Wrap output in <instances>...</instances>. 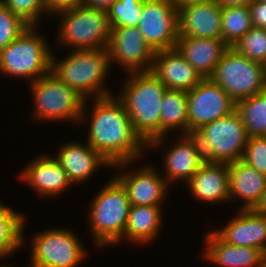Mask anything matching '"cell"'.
I'll return each instance as SVG.
<instances>
[{
  "instance_id": "cell-25",
  "label": "cell",
  "mask_w": 266,
  "mask_h": 267,
  "mask_svg": "<svg viewBox=\"0 0 266 267\" xmlns=\"http://www.w3.org/2000/svg\"><path fill=\"white\" fill-rule=\"evenodd\" d=\"M187 111V93L180 90L166 89L161 103L160 137L149 142L147 149L162 146L166 136L175 129H179L182 132L180 134H188Z\"/></svg>"
},
{
  "instance_id": "cell-7",
  "label": "cell",
  "mask_w": 266,
  "mask_h": 267,
  "mask_svg": "<svg viewBox=\"0 0 266 267\" xmlns=\"http://www.w3.org/2000/svg\"><path fill=\"white\" fill-rule=\"evenodd\" d=\"M29 84L34 98V121H69L79 124L86 98L77 90L61 82L51 71Z\"/></svg>"
},
{
  "instance_id": "cell-26",
  "label": "cell",
  "mask_w": 266,
  "mask_h": 267,
  "mask_svg": "<svg viewBox=\"0 0 266 267\" xmlns=\"http://www.w3.org/2000/svg\"><path fill=\"white\" fill-rule=\"evenodd\" d=\"M161 213V206L131 205L123 240L142 245L156 240L163 225Z\"/></svg>"
},
{
  "instance_id": "cell-1",
  "label": "cell",
  "mask_w": 266,
  "mask_h": 267,
  "mask_svg": "<svg viewBox=\"0 0 266 267\" xmlns=\"http://www.w3.org/2000/svg\"><path fill=\"white\" fill-rule=\"evenodd\" d=\"M113 94L92 99L93 110L88 111L85 100L80 124L90 121L88 144L120 171L144 155L147 145L135 133L124 104ZM87 110V111H86ZM90 112L89 116L87 115ZM138 159V160H137ZM126 167V168H125Z\"/></svg>"
},
{
  "instance_id": "cell-27",
  "label": "cell",
  "mask_w": 266,
  "mask_h": 267,
  "mask_svg": "<svg viewBox=\"0 0 266 267\" xmlns=\"http://www.w3.org/2000/svg\"><path fill=\"white\" fill-rule=\"evenodd\" d=\"M26 218L0 201V259L24 246Z\"/></svg>"
},
{
  "instance_id": "cell-8",
  "label": "cell",
  "mask_w": 266,
  "mask_h": 267,
  "mask_svg": "<svg viewBox=\"0 0 266 267\" xmlns=\"http://www.w3.org/2000/svg\"><path fill=\"white\" fill-rule=\"evenodd\" d=\"M206 162L231 163L243 158L248 140L239 113L234 110L226 117L203 125L193 134Z\"/></svg>"
},
{
  "instance_id": "cell-28",
  "label": "cell",
  "mask_w": 266,
  "mask_h": 267,
  "mask_svg": "<svg viewBox=\"0 0 266 267\" xmlns=\"http://www.w3.org/2000/svg\"><path fill=\"white\" fill-rule=\"evenodd\" d=\"M248 137L266 136V89L236 102Z\"/></svg>"
},
{
  "instance_id": "cell-36",
  "label": "cell",
  "mask_w": 266,
  "mask_h": 267,
  "mask_svg": "<svg viewBox=\"0 0 266 267\" xmlns=\"http://www.w3.org/2000/svg\"><path fill=\"white\" fill-rule=\"evenodd\" d=\"M83 0H43L47 14L55 15L63 10L72 9L81 5Z\"/></svg>"
},
{
  "instance_id": "cell-4",
  "label": "cell",
  "mask_w": 266,
  "mask_h": 267,
  "mask_svg": "<svg viewBox=\"0 0 266 267\" xmlns=\"http://www.w3.org/2000/svg\"><path fill=\"white\" fill-rule=\"evenodd\" d=\"M90 232L98 246H112L123 240L130 201L121 183L113 176L92 199Z\"/></svg>"
},
{
  "instance_id": "cell-12",
  "label": "cell",
  "mask_w": 266,
  "mask_h": 267,
  "mask_svg": "<svg viewBox=\"0 0 266 267\" xmlns=\"http://www.w3.org/2000/svg\"><path fill=\"white\" fill-rule=\"evenodd\" d=\"M188 134L236 110V102L210 78L187 91Z\"/></svg>"
},
{
  "instance_id": "cell-21",
  "label": "cell",
  "mask_w": 266,
  "mask_h": 267,
  "mask_svg": "<svg viewBox=\"0 0 266 267\" xmlns=\"http://www.w3.org/2000/svg\"><path fill=\"white\" fill-rule=\"evenodd\" d=\"M54 159L63 167L71 183L81 184L89 179L102 165L112 166L88 142H67L61 145Z\"/></svg>"
},
{
  "instance_id": "cell-18",
  "label": "cell",
  "mask_w": 266,
  "mask_h": 267,
  "mask_svg": "<svg viewBox=\"0 0 266 267\" xmlns=\"http://www.w3.org/2000/svg\"><path fill=\"white\" fill-rule=\"evenodd\" d=\"M151 72L167 89L185 92L204 79L176 48L155 52Z\"/></svg>"
},
{
  "instance_id": "cell-3",
  "label": "cell",
  "mask_w": 266,
  "mask_h": 267,
  "mask_svg": "<svg viewBox=\"0 0 266 267\" xmlns=\"http://www.w3.org/2000/svg\"><path fill=\"white\" fill-rule=\"evenodd\" d=\"M53 52L51 72L61 82L77 90L86 99L113 95L105 84L111 68L108 49L72 50L60 61Z\"/></svg>"
},
{
  "instance_id": "cell-31",
  "label": "cell",
  "mask_w": 266,
  "mask_h": 267,
  "mask_svg": "<svg viewBox=\"0 0 266 267\" xmlns=\"http://www.w3.org/2000/svg\"><path fill=\"white\" fill-rule=\"evenodd\" d=\"M240 54L263 65L266 63V29L252 27L233 46Z\"/></svg>"
},
{
  "instance_id": "cell-15",
  "label": "cell",
  "mask_w": 266,
  "mask_h": 267,
  "mask_svg": "<svg viewBox=\"0 0 266 267\" xmlns=\"http://www.w3.org/2000/svg\"><path fill=\"white\" fill-rule=\"evenodd\" d=\"M177 140L176 144L171 145V148L170 144L167 145L163 155L162 168L164 170L162 172L164 174L162 176L168 185L179 180L186 184L205 162L198 140L193 134H180V138L177 137Z\"/></svg>"
},
{
  "instance_id": "cell-32",
  "label": "cell",
  "mask_w": 266,
  "mask_h": 267,
  "mask_svg": "<svg viewBox=\"0 0 266 267\" xmlns=\"http://www.w3.org/2000/svg\"><path fill=\"white\" fill-rule=\"evenodd\" d=\"M0 2L29 26H38L43 15H47L43 0H0Z\"/></svg>"
},
{
  "instance_id": "cell-11",
  "label": "cell",
  "mask_w": 266,
  "mask_h": 267,
  "mask_svg": "<svg viewBox=\"0 0 266 267\" xmlns=\"http://www.w3.org/2000/svg\"><path fill=\"white\" fill-rule=\"evenodd\" d=\"M137 28L154 52L173 49L179 37L178 9L172 0H144Z\"/></svg>"
},
{
  "instance_id": "cell-38",
  "label": "cell",
  "mask_w": 266,
  "mask_h": 267,
  "mask_svg": "<svg viewBox=\"0 0 266 267\" xmlns=\"http://www.w3.org/2000/svg\"><path fill=\"white\" fill-rule=\"evenodd\" d=\"M218 5L223 7L249 5L252 0H214Z\"/></svg>"
},
{
  "instance_id": "cell-10",
  "label": "cell",
  "mask_w": 266,
  "mask_h": 267,
  "mask_svg": "<svg viewBox=\"0 0 266 267\" xmlns=\"http://www.w3.org/2000/svg\"><path fill=\"white\" fill-rule=\"evenodd\" d=\"M31 238L29 267H78L87 258V249L69 228L47 229Z\"/></svg>"
},
{
  "instance_id": "cell-9",
  "label": "cell",
  "mask_w": 266,
  "mask_h": 267,
  "mask_svg": "<svg viewBox=\"0 0 266 267\" xmlns=\"http://www.w3.org/2000/svg\"><path fill=\"white\" fill-rule=\"evenodd\" d=\"M209 78L235 102L266 89L264 65L250 60L233 47L225 51Z\"/></svg>"
},
{
  "instance_id": "cell-33",
  "label": "cell",
  "mask_w": 266,
  "mask_h": 267,
  "mask_svg": "<svg viewBox=\"0 0 266 267\" xmlns=\"http://www.w3.org/2000/svg\"><path fill=\"white\" fill-rule=\"evenodd\" d=\"M29 25L0 2V50L14 41Z\"/></svg>"
},
{
  "instance_id": "cell-5",
  "label": "cell",
  "mask_w": 266,
  "mask_h": 267,
  "mask_svg": "<svg viewBox=\"0 0 266 267\" xmlns=\"http://www.w3.org/2000/svg\"><path fill=\"white\" fill-rule=\"evenodd\" d=\"M37 30L38 27L29 26L8 46L0 50L2 74L27 78L33 82L51 71L52 49Z\"/></svg>"
},
{
  "instance_id": "cell-6",
  "label": "cell",
  "mask_w": 266,
  "mask_h": 267,
  "mask_svg": "<svg viewBox=\"0 0 266 267\" xmlns=\"http://www.w3.org/2000/svg\"><path fill=\"white\" fill-rule=\"evenodd\" d=\"M55 15L60 17L59 45L71 47L70 50L108 48L111 28L105 11L81 4Z\"/></svg>"
},
{
  "instance_id": "cell-29",
  "label": "cell",
  "mask_w": 266,
  "mask_h": 267,
  "mask_svg": "<svg viewBox=\"0 0 266 267\" xmlns=\"http://www.w3.org/2000/svg\"><path fill=\"white\" fill-rule=\"evenodd\" d=\"M252 27L251 12L248 5L222 8V39L229 47H233Z\"/></svg>"
},
{
  "instance_id": "cell-17",
  "label": "cell",
  "mask_w": 266,
  "mask_h": 267,
  "mask_svg": "<svg viewBox=\"0 0 266 267\" xmlns=\"http://www.w3.org/2000/svg\"><path fill=\"white\" fill-rule=\"evenodd\" d=\"M236 214L221 230L214 232L228 244L266 253V215L254 209H238Z\"/></svg>"
},
{
  "instance_id": "cell-30",
  "label": "cell",
  "mask_w": 266,
  "mask_h": 267,
  "mask_svg": "<svg viewBox=\"0 0 266 267\" xmlns=\"http://www.w3.org/2000/svg\"><path fill=\"white\" fill-rule=\"evenodd\" d=\"M144 0H116L106 11L110 28L137 27Z\"/></svg>"
},
{
  "instance_id": "cell-41",
  "label": "cell",
  "mask_w": 266,
  "mask_h": 267,
  "mask_svg": "<svg viewBox=\"0 0 266 267\" xmlns=\"http://www.w3.org/2000/svg\"><path fill=\"white\" fill-rule=\"evenodd\" d=\"M0 267H11V266H7V265L5 266V265L3 264L2 266L0 265Z\"/></svg>"
},
{
  "instance_id": "cell-24",
  "label": "cell",
  "mask_w": 266,
  "mask_h": 267,
  "mask_svg": "<svg viewBox=\"0 0 266 267\" xmlns=\"http://www.w3.org/2000/svg\"><path fill=\"white\" fill-rule=\"evenodd\" d=\"M175 48L203 78H209L229 46L223 39L179 35Z\"/></svg>"
},
{
  "instance_id": "cell-14",
  "label": "cell",
  "mask_w": 266,
  "mask_h": 267,
  "mask_svg": "<svg viewBox=\"0 0 266 267\" xmlns=\"http://www.w3.org/2000/svg\"><path fill=\"white\" fill-rule=\"evenodd\" d=\"M152 166H144L115 178L121 183L129 198L130 205L161 206L167 196L168 187L164 177Z\"/></svg>"
},
{
  "instance_id": "cell-34",
  "label": "cell",
  "mask_w": 266,
  "mask_h": 267,
  "mask_svg": "<svg viewBox=\"0 0 266 267\" xmlns=\"http://www.w3.org/2000/svg\"><path fill=\"white\" fill-rule=\"evenodd\" d=\"M242 160L266 175V136L248 137Z\"/></svg>"
},
{
  "instance_id": "cell-37",
  "label": "cell",
  "mask_w": 266,
  "mask_h": 267,
  "mask_svg": "<svg viewBox=\"0 0 266 267\" xmlns=\"http://www.w3.org/2000/svg\"><path fill=\"white\" fill-rule=\"evenodd\" d=\"M116 0H83L82 4L89 8L107 11Z\"/></svg>"
},
{
  "instance_id": "cell-23",
  "label": "cell",
  "mask_w": 266,
  "mask_h": 267,
  "mask_svg": "<svg viewBox=\"0 0 266 267\" xmlns=\"http://www.w3.org/2000/svg\"><path fill=\"white\" fill-rule=\"evenodd\" d=\"M228 171L229 202L241 199L244 203L239 209H254L265 191L266 175L242 159L228 163Z\"/></svg>"
},
{
  "instance_id": "cell-19",
  "label": "cell",
  "mask_w": 266,
  "mask_h": 267,
  "mask_svg": "<svg viewBox=\"0 0 266 267\" xmlns=\"http://www.w3.org/2000/svg\"><path fill=\"white\" fill-rule=\"evenodd\" d=\"M222 7L214 0L178 9L179 35L222 39Z\"/></svg>"
},
{
  "instance_id": "cell-20",
  "label": "cell",
  "mask_w": 266,
  "mask_h": 267,
  "mask_svg": "<svg viewBox=\"0 0 266 267\" xmlns=\"http://www.w3.org/2000/svg\"><path fill=\"white\" fill-rule=\"evenodd\" d=\"M186 184L191 196L199 202H229L228 163L205 161Z\"/></svg>"
},
{
  "instance_id": "cell-13",
  "label": "cell",
  "mask_w": 266,
  "mask_h": 267,
  "mask_svg": "<svg viewBox=\"0 0 266 267\" xmlns=\"http://www.w3.org/2000/svg\"><path fill=\"white\" fill-rule=\"evenodd\" d=\"M108 52L112 64L125 73L151 71L154 54L137 27L111 28Z\"/></svg>"
},
{
  "instance_id": "cell-35",
  "label": "cell",
  "mask_w": 266,
  "mask_h": 267,
  "mask_svg": "<svg viewBox=\"0 0 266 267\" xmlns=\"http://www.w3.org/2000/svg\"><path fill=\"white\" fill-rule=\"evenodd\" d=\"M248 6L251 12L253 27L266 29V2L252 0Z\"/></svg>"
},
{
  "instance_id": "cell-22",
  "label": "cell",
  "mask_w": 266,
  "mask_h": 267,
  "mask_svg": "<svg viewBox=\"0 0 266 267\" xmlns=\"http://www.w3.org/2000/svg\"><path fill=\"white\" fill-rule=\"evenodd\" d=\"M204 258L221 267H266V253L252 247H238L224 242L214 231L204 237Z\"/></svg>"
},
{
  "instance_id": "cell-39",
  "label": "cell",
  "mask_w": 266,
  "mask_h": 267,
  "mask_svg": "<svg viewBox=\"0 0 266 267\" xmlns=\"http://www.w3.org/2000/svg\"><path fill=\"white\" fill-rule=\"evenodd\" d=\"M254 210L266 215V188H265L264 193L262 194V197H261L259 203L254 208Z\"/></svg>"
},
{
  "instance_id": "cell-2",
  "label": "cell",
  "mask_w": 266,
  "mask_h": 267,
  "mask_svg": "<svg viewBox=\"0 0 266 267\" xmlns=\"http://www.w3.org/2000/svg\"><path fill=\"white\" fill-rule=\"evenodd\" d=\"M117 98L124 104L135 133L147 145L160 137V111L166 86L151 72L127 73Z\"/></svg>"
},
{
  "instance_id": "cell-16",
  "label": "cell",
  "mask_w": 266,
  "mask_h": 267,
  "mask_svg": "<svg viewBox=\"0 0 266 267\" xmlns=\"http://www.w3.org/2000/svg\"><path fill=\"white\" fill-rule=\"evenodd\" d=\"M39 196L55 197L61 195L72 185L63 167L52 155H40L30 161L19 175Z\"/></svg>"
},
{
  "instance_id": "cell-40",
  "label": "cell",
  "mask_w": 266,
  "mask_h": 267,
  "mask_svg": "<svg viewBox=\"0 0 266 267\" xmlns=\"http://www.w3.org/2000/svg\"><path fill=\"white\" fill-rule=\"evenodd\" d=\"M172 1H173V4L177 7V9H179L181 7H185L190 4H196V3L205 2L208 0H172Z\"/></svg>"
}]
</instances>
